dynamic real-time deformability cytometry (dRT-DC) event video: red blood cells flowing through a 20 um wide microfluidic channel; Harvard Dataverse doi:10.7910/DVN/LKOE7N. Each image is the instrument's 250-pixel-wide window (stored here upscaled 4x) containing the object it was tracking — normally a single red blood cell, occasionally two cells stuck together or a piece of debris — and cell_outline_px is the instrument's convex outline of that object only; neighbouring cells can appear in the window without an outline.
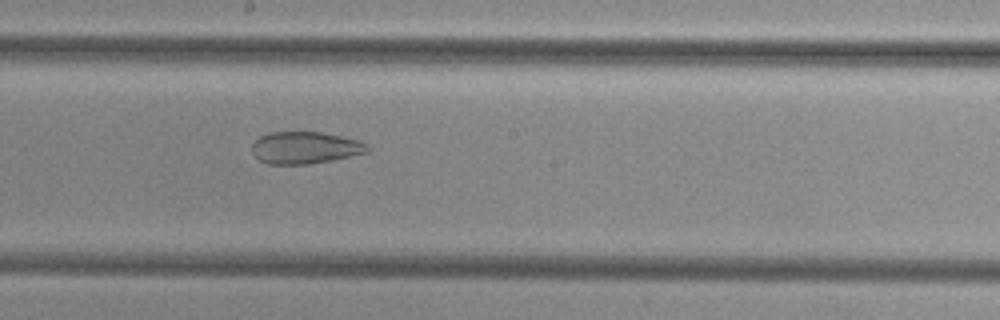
{"species": "common noctule bat (a hibernating species)", "species_latin": "Nyctalus noctula", "temperature_condition": "cold", "stored_images_in_passage": 47, "camera_frame_rate_fps": 3000, "um_per_image_px": 0.085, "animal": {"sex": "female", "body_mass_g": 29.2, "forearm_length_mm": 56.3}, "frame": {"image": 1, "passage_image": 24, "time_ms": 7.667, "image_size_px": [1000, 320], "cell_outline_px": [[368, 152], [332, 160], [308, 164], [268, 164], [260, 160], [252, 152], [252, 144], [260, 136], [272, 132], [320, 132], [360, 140], [368, 144]], "centroid_in_image_um": [25.94, 12.55], "position_along_channel_um": 222.3, "area_um2": 21.44}}
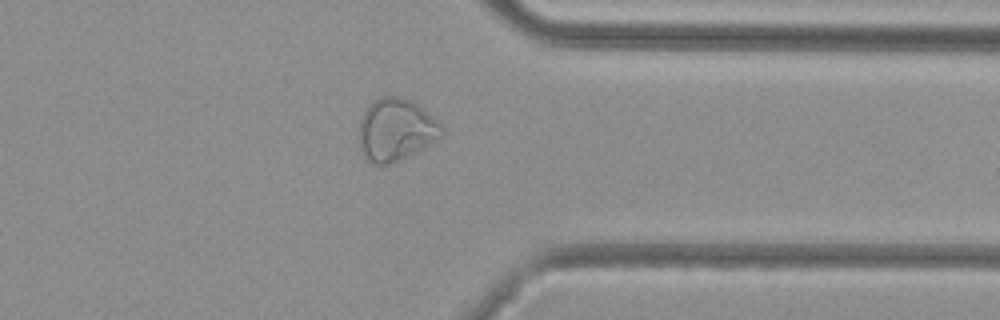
{"frame": {"image": 2, "passage_image": 36, "time_ms": 11.667, "image_size_px": [1000, 320], "cell_outline_px": [[444, 132], [440, 136], [428, 144], [388, 164], [376, 164], [364, 160], [360, 152], [360, 116], [380, 96], [400, 96], [412, 100], [436, 120], [444, 128]], "centroid_in_image_um": [33.6, 11.01], "position_along_channel_um": 377.8, "area_um2": 29.36}}
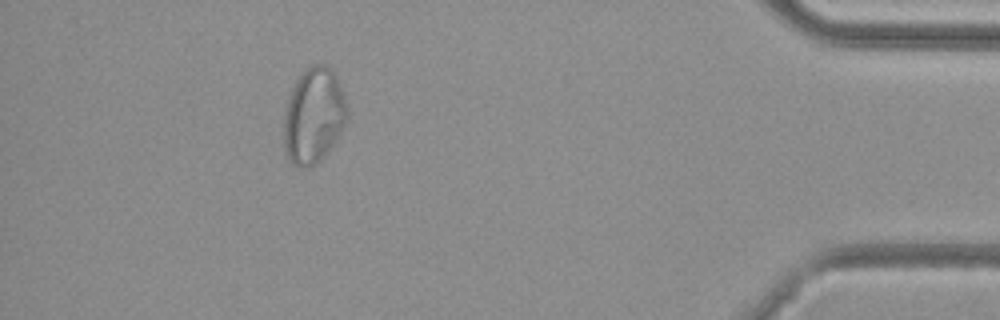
{"frame": {"image": 3, "passage_image": 42, "time_ms": 13.667, "image_size_px": [1000, 320], "cell_outline_px": [[348, 116], [336, 140], [320, 160], [316, 164], [308, 168], [300, 168], [292, 164], [284, 148], [284, 112], [288, 96], [296, 80], [304, 68], [312, 64], [324, 64], [332, 68], [336, 76], [344, 96], [348, 112]], "centroid_in_image_um": [26.64, 9.81], "position_along_channel_um": 408.6, "area_um2": 35.43}}